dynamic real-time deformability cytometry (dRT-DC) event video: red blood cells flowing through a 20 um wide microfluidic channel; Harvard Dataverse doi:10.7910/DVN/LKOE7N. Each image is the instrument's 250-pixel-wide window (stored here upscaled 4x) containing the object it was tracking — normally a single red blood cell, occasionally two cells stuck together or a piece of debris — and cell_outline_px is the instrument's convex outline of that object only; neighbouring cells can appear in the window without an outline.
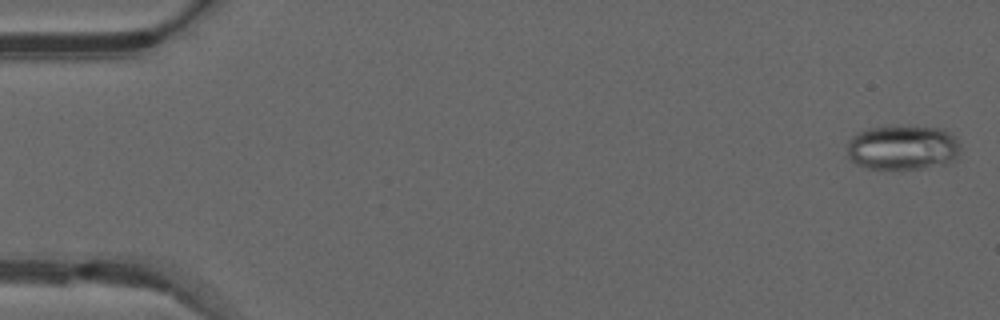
{"species": "common noctule bat (a hibernating species)", "species_latin": "Nyctalus noctula", "temperature_condition": "warm", "stored_images_in_passage": 49, "camera_frame_rate_fps": 3000, "um_per_image_px": 0.085, "animal": {"sex": "male", "forearm_length_mm": 52.5}, "frame": {"image": 1, "passage_image": 1, "time_ms": 0.0, "image_size_px": [1000, 320], "cell_outline_px": [[960, 148], [956, 160], [944, 164], [924, 168], [868, 168], [856, 164], [848, 156], [848, 140], [856, 132], [868, 128], [944, 128], [956, 136], [960, 144]], "centroid_in_image_um": [76.76, 12.56], "position_along_channel_um": 8.2, "area_um2": 29.19}}
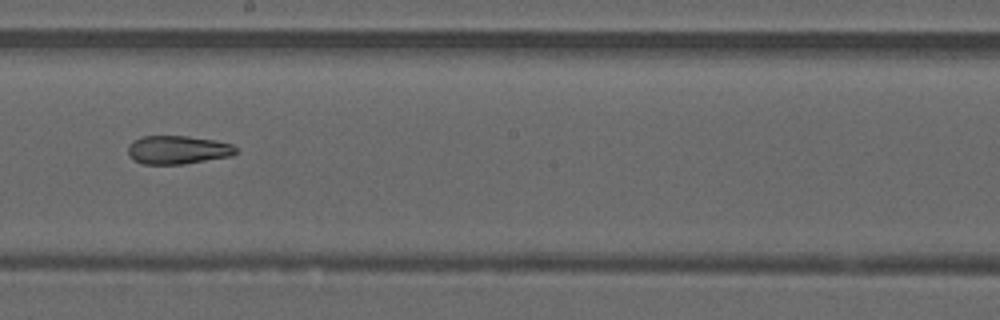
{"frame": {"image": 2, "passage_image": 28, "time_ms": 9.0, "image_size_px": [1000, 320], "cell_outline_px": [[236, 152], [232, 156], [184, 164], [144, 164], [132, 160], [128, 156], [128, 148], [132, 140], [144, 136], [188, 136], [216, 140], [232, 144], [236, 148]], "centroid_in_image_um": [15.09, 12.74], "position_along_channel_um": 233.1, "area_um2": 18.03}}
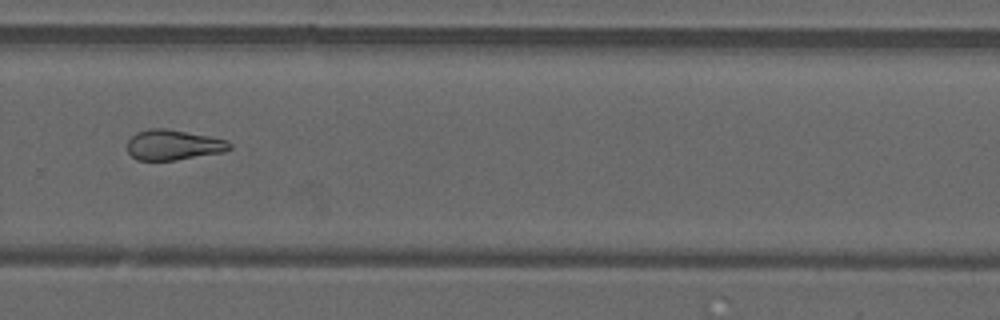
{"frame": {"image": 3, "passage_image": 34, "time_ms": 11.0, "image_size_px": [1000, 320], "cell_outline_px": [[232, 148], [224, 152], [176, 160], [136, 160], [128, 152], [128, 140], [136, 132], [152, 128], [164, 128], [208, 136], [228, 140], [232, 144]], "centroid_in_image_um": [14.75, 12.32], "position_along_channel_um": 315.1, "area_um2": 18.03}, "authors_computed_cell_mechanics": {"area_um2": 20.5768, "velocity_mm_per_s": 4.1116, "shape_relaxation_time_tau1_ms": null, "shape_relaxation_time_tau2_ms": 5.4153, "deformation_change_tau1": null, "deformation_change_tau2": 0.1497}}